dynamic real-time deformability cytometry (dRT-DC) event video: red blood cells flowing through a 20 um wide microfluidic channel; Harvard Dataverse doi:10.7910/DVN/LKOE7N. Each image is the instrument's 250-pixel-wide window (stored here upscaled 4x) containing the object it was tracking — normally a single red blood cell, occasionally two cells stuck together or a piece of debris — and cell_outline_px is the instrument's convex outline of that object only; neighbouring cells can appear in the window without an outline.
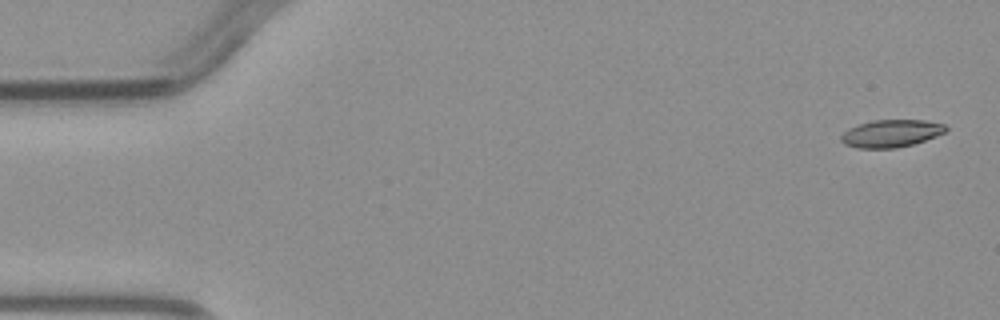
{"species": "common noctule bat (a hibernating species)", "species_latin": "Nyctalus noctula", "temperature_condition": "warm", "stored_images_in_passage": 5, "camera_frame_rate_fps": 3000, "um_per_image_px": 0.085, "animal": {"sex": "male", "body_mass_g": 23.1, "forearm_length_mm": 52.7}, "frame": {"image": 1, "passage_image": 1, "time_ms": 0.0, "image_size_px": [1000, 320], "cell_outline_px": [[948, 128], [944, 132], [936, 136], [912, 144], [896, 148], [856, 148], [844, 144], [840, 140], [840, 136], [848, 128], [872, 120], [924, 120], [944, 124]], "centroid_in_image_um": [75.71, 11.34], "position_along_channel_um": 9.3, "area_um2": 16.7}}
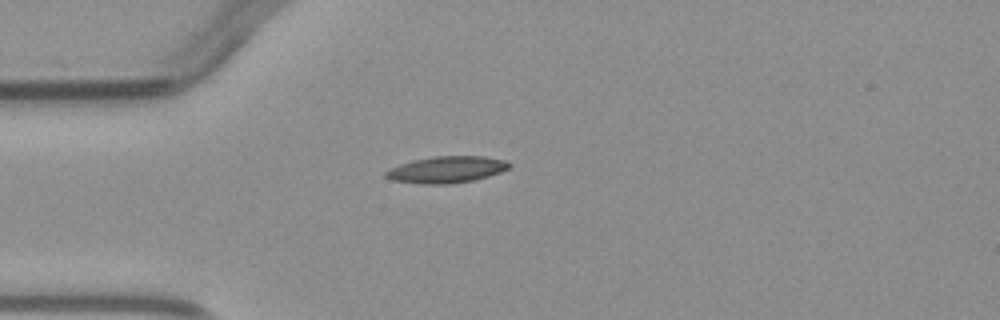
{"frame": {"image": 2, "passage_image": 4, "time_ms": 3.667, "image_size_px": [1000, 320], "cell_outline_px": [[512, 164], [508, 168], [500, 172], [488, 176], [472, 180], [448, 184], [420, 184], [392, 180], [384, 176], [384, 172], [400, 164], [412, 160], [436, 156], [484, 156], [508, 160]], "centroid_in_image_um": [37.97, 14.41], "position_along_channel_um": 47.0, "area_um2": 19.13}}